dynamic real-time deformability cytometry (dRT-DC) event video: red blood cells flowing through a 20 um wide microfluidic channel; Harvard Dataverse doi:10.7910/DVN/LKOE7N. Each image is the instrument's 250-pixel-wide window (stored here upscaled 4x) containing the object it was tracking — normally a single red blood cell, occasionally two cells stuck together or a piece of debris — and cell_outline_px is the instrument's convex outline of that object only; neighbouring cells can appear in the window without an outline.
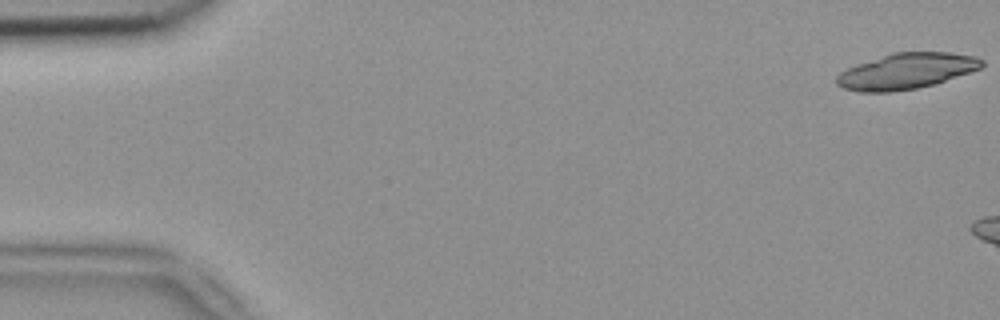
{"species": "common noctule bat (a hibernating species)", "species_latin": "Nyctalus noctula", "temperature_condition": "room temperature", "stored_images_in_passage": 5, "camera_frame_rate_fps": 3000, "um_per_image_px": 0.085, "animal": {"sex": "female", "body_mass_g": 18.4}, "frame": {"image": 1, "passage_image": 1, "time_ms": 0.0, "image_size_px": [1000, 320], "cell_outline_px": [[984, 64], [980, 68], [936, 84], [916, 88], [892, 92], [860, 92], [844, 88], [836, 84], [836, 76], [840, 72], [848, 68], [892, 52], [952, 52], [976, 56], [984, 60]], "centroid_in_image_um": [77.06, 6.04], "position_along_channel_um": 7.9, "area_um2": 30.23}}